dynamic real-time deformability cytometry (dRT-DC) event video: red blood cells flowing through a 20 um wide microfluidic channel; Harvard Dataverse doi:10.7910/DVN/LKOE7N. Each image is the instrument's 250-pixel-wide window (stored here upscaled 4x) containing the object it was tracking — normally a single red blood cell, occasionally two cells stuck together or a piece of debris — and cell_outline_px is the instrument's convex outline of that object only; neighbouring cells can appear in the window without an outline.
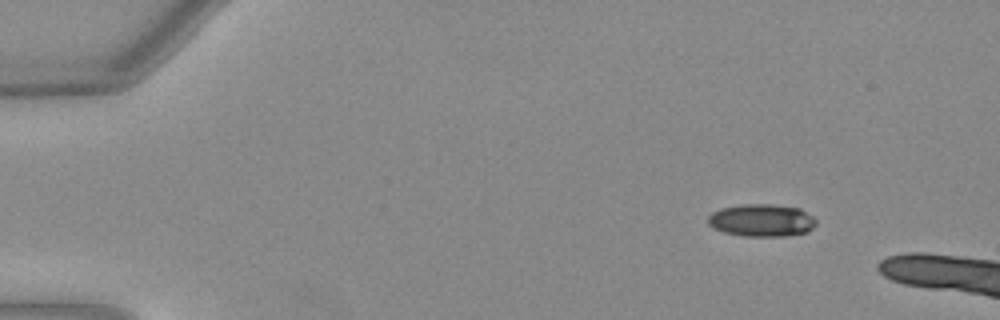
{"species": "Egyptian fruit bat (a non-hibernating species)", "species_latin": "Rousettus aegyptiacus", "temperature_condition": "warm", "stored_images_in_passage": 6, "camera_frame_rate_fps": 3000, "um_per_image_px": 0.085, "animal": {"sex": "female"}, "frame": {"image": 1, "passage_image": 1, "time_ms": 0.0, "image_size_px": [1000, 320], "cell_outline_px": [[816, 224], [808, 232], [784, 236], [744, 236], [724, 232], [708, 224], [708, 216], [712, 212], [720, 208], [740, 204], [772, 204], [800, 208], [812, 216], [816, 220]], "centroid_in_image_um": [64.74, 18.72], "position_along_channel_um": 20.3, "area_um2": 20.52}}